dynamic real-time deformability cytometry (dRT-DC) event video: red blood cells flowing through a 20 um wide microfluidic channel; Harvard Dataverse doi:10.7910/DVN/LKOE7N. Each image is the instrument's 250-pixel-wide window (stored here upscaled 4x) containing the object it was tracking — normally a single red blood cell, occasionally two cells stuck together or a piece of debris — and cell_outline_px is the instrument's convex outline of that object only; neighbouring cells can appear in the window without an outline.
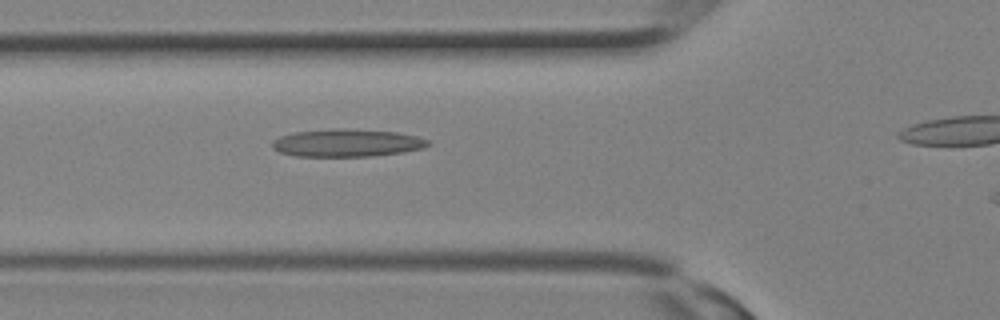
{"species": "Egyptian fruit bat (a non-hibernating species)", "species_latin": "Rousettus aegyptiacus", "temperature_condition": "room temperature", "stored_images_in_passage": 11, "segment_of_instrument_passage": [1, 2], "camera_frame_rate_fps": 3000, "um_per_image_px": 0.085, "animal": {"sex": "female"}, "frame": {"image": 1, "passage_image": 8, "time_ms": 2.333, "image_size_px": [1000, 320], "cell_outline_px": [[432, 144], [424, 148], [404, 152], [372, 156], [296, 156], [280, 152], [272, 148], [272, 140], [280, 136], [296, 132], [336, 128], [344, 128], [396, 132], [416, 136], [428, 140]], "centroid_in_image_um": [29.51, 12.15], "position_along_channel_um": 96.3, "area_um2": 25.14}}
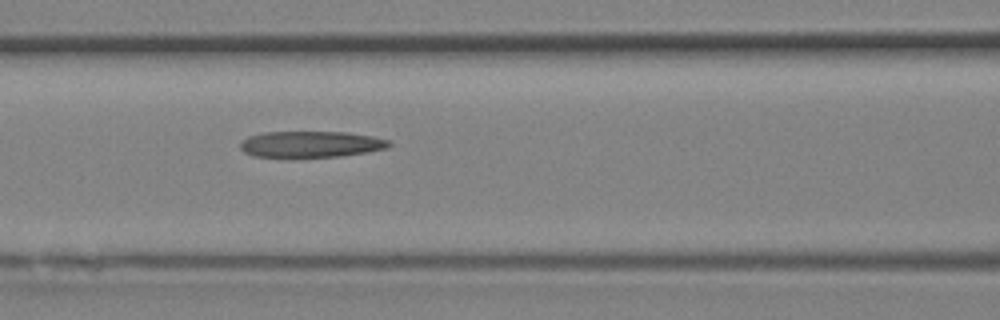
{"frame": {"image": 2, "passage_image": 10, "time_ms": 3.0, "image_size_px": [1000, 320], "cell_outline_px": [[392, 144], [388, 148], [368, 152], [340, 156], [252, 156], [244, 152], [240, 148], [240, 140], [248, 136], [264, 132], [348, 132], [372, 136], [388, 140]], "centroid_in_image_um": [26.42, 12.24], "position_along_channel_um": 140.2, "area_um2": 22.6}}